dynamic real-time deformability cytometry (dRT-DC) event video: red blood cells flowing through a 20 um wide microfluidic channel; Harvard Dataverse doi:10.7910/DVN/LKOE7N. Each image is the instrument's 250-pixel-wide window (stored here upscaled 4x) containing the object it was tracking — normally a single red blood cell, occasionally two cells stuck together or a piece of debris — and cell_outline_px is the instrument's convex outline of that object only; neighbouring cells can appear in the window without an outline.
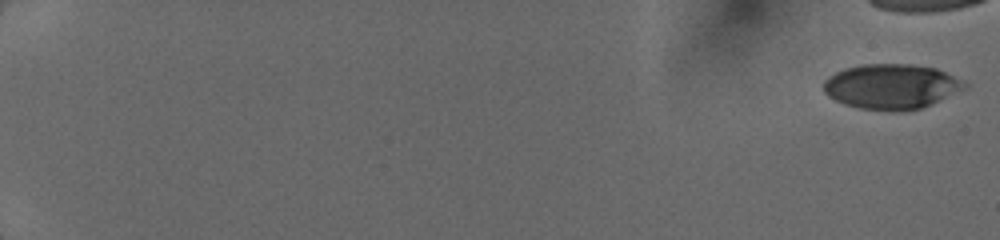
{"species": "human", "species_latin": "Homo sapiens", "temperature_condition": "cold", "stored_images_in_passage": 34, "camera_frame_rate_fps": 3000, "um_per_image_px": 0.085, "donor": {"sex": "female"}, "frame": {"image": 1, "passage_image": 1, "time_ms": 0.0, "image_size_px": [1000, 240], "cell_outline_px": [[968, 88], [920, 108], [904, 112], [896, 112], [860, 108], [844, 104], [828, 96], [824, 92], [824, 80], [828, 76], [844, 68], [864, 64], [912, 64], [936, 68], [968, 84]], "centroid_in_image_um": [75.75, 7.36], "position_along_channel_um": 9.3, "area_um2": 36.99}}
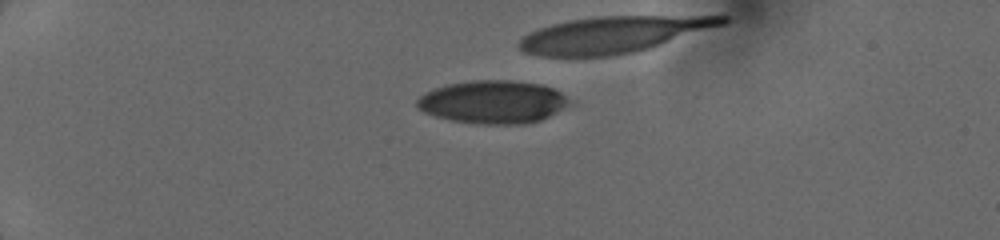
{"frame": {"image": 2, "passage_image": 25, "time_ms": 4.667, "image_size_px": [1000, 240], "cell_outline_px": [[568, 104], [548, 116], [540, 120], [524, 124], [480, 124], [452, 120], [436, 116], [424, 112], [416, 108], [416, 100], [420, 96], [436, 88], [448, 84], [476, 80], [512, 80], [540, 84], [552, 88], [560, 92], [568, 100]], "centroid_in_image_um": [41.85, 8.67], "position_along_channel_um": 43.1, "area_um2": 37.69}}